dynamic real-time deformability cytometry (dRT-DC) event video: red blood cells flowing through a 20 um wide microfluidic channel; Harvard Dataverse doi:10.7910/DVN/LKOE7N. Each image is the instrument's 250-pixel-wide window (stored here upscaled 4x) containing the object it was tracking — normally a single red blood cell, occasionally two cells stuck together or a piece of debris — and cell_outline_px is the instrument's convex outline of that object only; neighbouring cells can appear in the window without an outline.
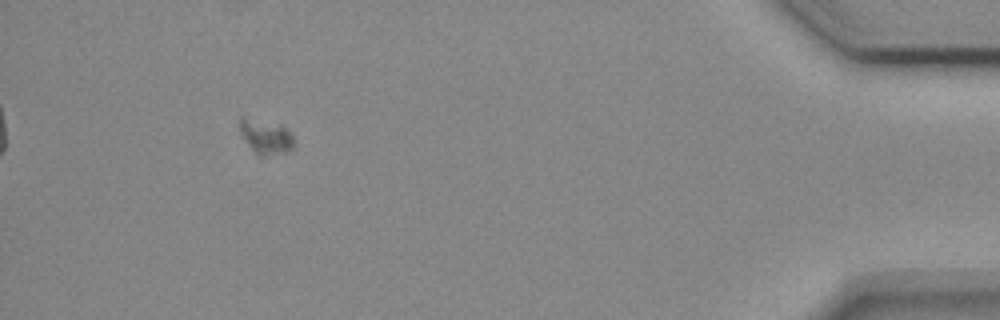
{"species": "common noctule bat (a hibernating species)", "species_latin": "Nyctalus noctula", "temperature_condition": "cold", "stored_images_in_passage": 39, "camera_frame_rate_fps": 3000, "um_per_image_px": 0.085, "animal": {"sex": "female", "body_mass_g": 18.4}, "frame": {"image": 1, "passage_image": 35, "time_ms": 11.333, "image_size_px": [1000, 320], "cell_outline_px": [[292, 148], [288, 152], [264, 156], [260, 156], [252, 148], [240, 132], [240, 116], [280, 124], [292, 136]], "centroid_in_image_um": [22.58, 11.61], "position_along_channel_um": 412.6, "area_um2": 10.52}}